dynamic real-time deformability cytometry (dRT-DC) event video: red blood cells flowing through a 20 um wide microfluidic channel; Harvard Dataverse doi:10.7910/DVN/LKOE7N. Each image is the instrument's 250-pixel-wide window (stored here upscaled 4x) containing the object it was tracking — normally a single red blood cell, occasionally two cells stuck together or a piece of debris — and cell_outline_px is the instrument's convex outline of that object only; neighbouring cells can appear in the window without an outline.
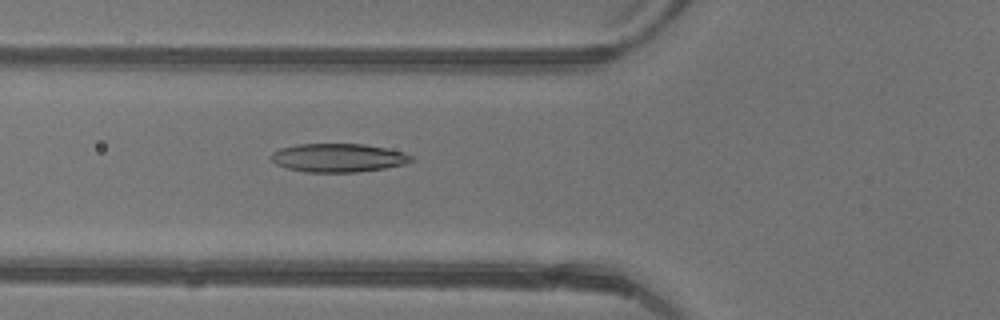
{"species": "common noctule bat (a hibernating species)", "species_latin": "Nyctalus noctula", "temperature_condition": "warm", "stored_images_in_passage": 47, "camera_frame_rate_fps": 3000, "um_per_image_px": 0.085, "animal": {"sex": "female"}, "frame": {"image": 1, "passage_image": 18, "time_ms": 5.667, "image_size_px": [1000, 320], "cell_outline_px": [[416, 160], [404, 164], [384, 168], [356, 172], [304, 172], [288, 168], [276, 164], [268, 156], [272, 152], [280, 148], [296, 144], [364, 144], [404, 152], [412, 156]], "centroid_in_image_um": [28.73, 13.41], "position_along_channel_um": 97.1, "area_um2": 23.35}}
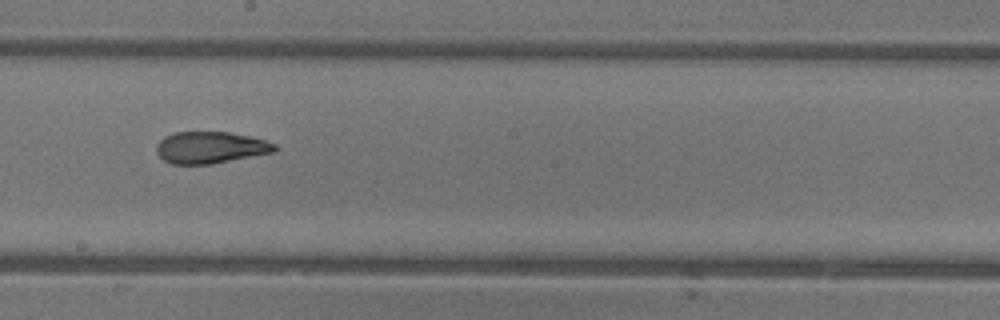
{"frame": {"image": 2, "passage_image": 27, "time_ms": 8.667, "image_size_px": [1000, 320], "cell_outline_px": [[280, 148], [276, 152], [212, 164], [172, 164], [164, 160], [156, 152], [156, 144], [164, 136], [176, 132], [228, 132], [248, 136], [264, 140], [276, 144]], "centroid_in_image_um": [17.91, 12.54], "position_along_channel_um": 230.3, "area_um2": 22.02}}
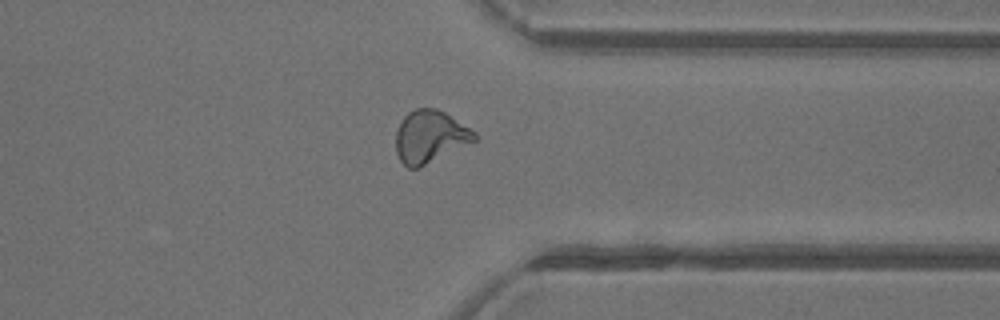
{"frame": {"image": 3, "passage_image": 37, "time_ms": 12.0, "image_size_px": [1000, 320], "cell_outline_px": [[476, 140], [420, 168], [408, 168], [400, 160], [396, 152], [396, 132], [404, 116], [408, 112], [416, 108], [436, 108], [444, 112], [476, 132]], "centroid_in_image_um": [36.53, 11.62], "position_along_channel_um": 374.9, "area_um2": 23.87}, "authors_computed_cell_mechanics": {"area_um2": 23.8136, "velocity_mm_per_s": 4.4249, "shape_relaxation_time_tau1_ms": 4.7175, "shape_relaxation_time_tau2_ms": 1.7511, "deformation_change_tau1": 0.1743, "deformation_change_tau2": 0.0931}}